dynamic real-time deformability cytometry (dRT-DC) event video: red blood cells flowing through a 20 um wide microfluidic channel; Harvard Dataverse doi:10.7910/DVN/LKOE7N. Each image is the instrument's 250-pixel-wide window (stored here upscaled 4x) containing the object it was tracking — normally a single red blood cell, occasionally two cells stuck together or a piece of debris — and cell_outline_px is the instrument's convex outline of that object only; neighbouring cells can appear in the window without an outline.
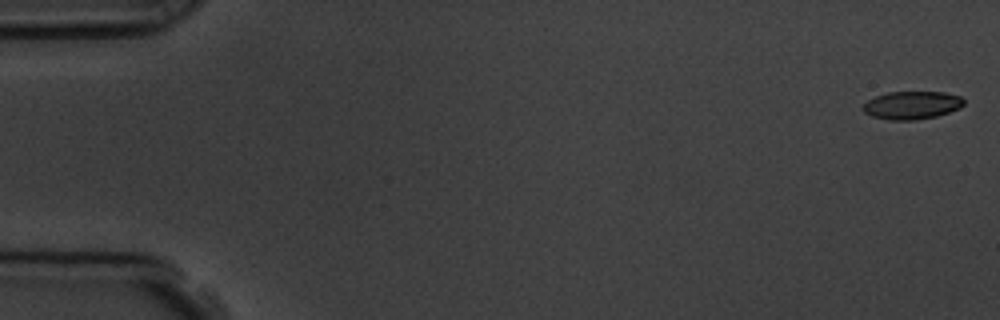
{"species": "common noctule bat (a hibernating species)", "species_latin": "Nyctalus noctula", "temperature_condition": "room temperature", "stored_images_in_passage": 53, "camera_frame_rate_fps": 3000, "um_per_image_px": 0.085, "animal": {"sex": "male", "body_mass_g": 19.5, "forearm_length_mm": 54.6}, "frame": {"image": 1, "passage_image": 1, "time_ms": 0.0, "image_size_px": [1000, 320], "cell_outline_px": [[964, 104], [960, 108], [936, 116], [916, 120], [888, 120], [872, 116], [864, 112], [860, 108], [868, 100], [876, 96], [888, 92], [944, 92], [960, 96], [964, 100]], "centroid_in_image_um": [77.49, 8.94], "position_along_channel_um": 7.5, "area_um2": 16.47}}
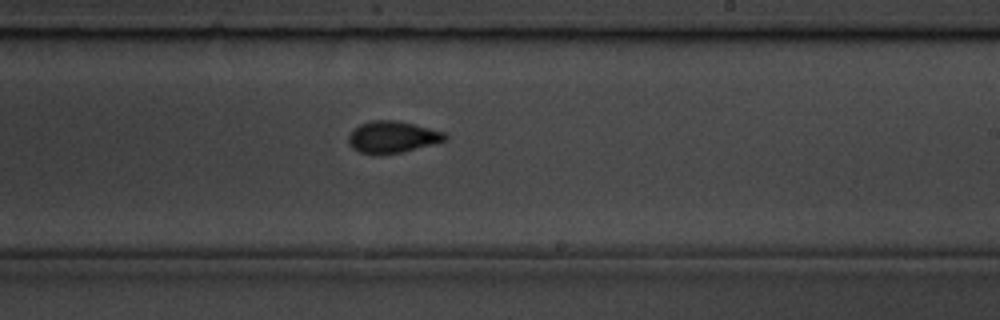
{"frame": {"image": 2, "passage_image": 32, "time_ms": 10.333, "image_size_px": [1000, 320], "cell_outline_px": [[448, 140], [400, 152], [380, 156], [372, 156], [360, 152], [352, 148], [348, 144], [348, 136], [352, 128], [360, 124], [372, 120], [396, 120], [444, 132], [448, 136]], "centroid_in_image_um": [33.29, 11.66], "position_along_channel_um": 255.7, "area_um2": 18.09}}
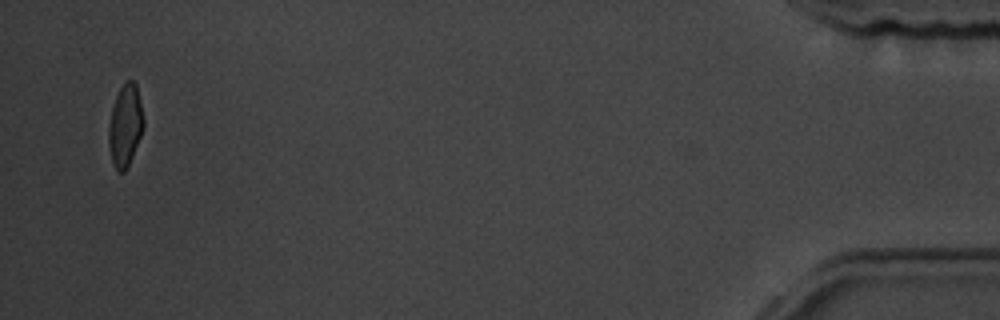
{"frame": {"image": 3, "passage_image": 52, "time_ms": 17.0, "image_size_px": [1000, 320], "cell_outline_px": [[144, 128], [132, 156], [124, 172], [116, 172], [112, 160], [108, 144], [108, 128], [112, 108], [116, 96], [120, 88], [128, 80], [132, 80], [136, 84], [144, 120]], "centroid_in_image_um": [10.64, 10.68], "position_along_channel_um": 424.6, "area_um2": 16.47}, "authors_computed_cell_mechanics": {"area_um2": 17.4556, "velocity_mm_per_s": 3.8395, "shape_relaxation_time_tau1_ms": 5.2503, "shape_relaxation_time_tau2_ms": 1.0511, "deformation_change_tau1": 0.1451, "deformation_change_tau2": 0.0576}}